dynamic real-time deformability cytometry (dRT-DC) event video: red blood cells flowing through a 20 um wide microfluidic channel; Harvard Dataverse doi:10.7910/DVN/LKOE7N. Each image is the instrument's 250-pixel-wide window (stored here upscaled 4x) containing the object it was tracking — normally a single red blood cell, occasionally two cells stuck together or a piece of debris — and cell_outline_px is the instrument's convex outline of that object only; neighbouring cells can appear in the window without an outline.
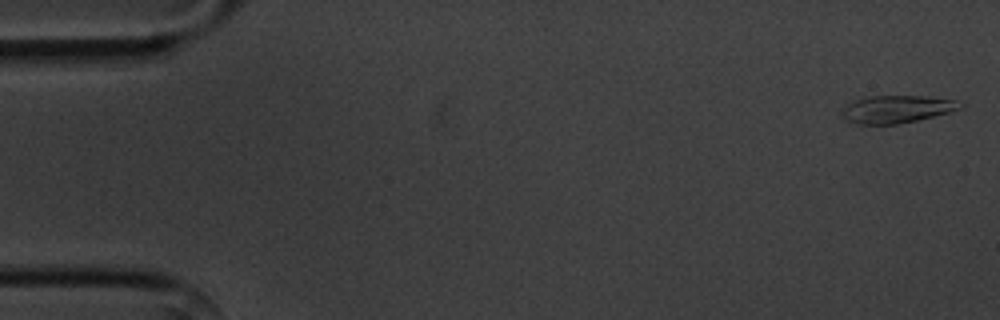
{"species": "common noctule bat (a hibernating species)", "species_latin": "Nyctalus noctula", "temperature_condition": "cold", "stored_images_in_passage": 4, "camera_frame_rate_fps": 3000, "um_per_image_px": 0.085, "animal": {"sex": "male", "body_mass_g": 20.1, "forearm_length_mm": 53.5}, "frame": {"image": 1, "passage_image": 1, "time_ms": 0.0, "image_size_px": [1000, 320], "cell_outline_px": [[964, 104], [960, 108], [948, 112], [916, 120], [896, 124], [860, 124], [848, 120], [840, 112], [848, 104], [856, 100], [872, 96], [924, 96], [956, 100]], "centroid_in_image_um": [76.24, 9.27], "position_along_channel_um": 8.8, "area_um2": 18.5}}